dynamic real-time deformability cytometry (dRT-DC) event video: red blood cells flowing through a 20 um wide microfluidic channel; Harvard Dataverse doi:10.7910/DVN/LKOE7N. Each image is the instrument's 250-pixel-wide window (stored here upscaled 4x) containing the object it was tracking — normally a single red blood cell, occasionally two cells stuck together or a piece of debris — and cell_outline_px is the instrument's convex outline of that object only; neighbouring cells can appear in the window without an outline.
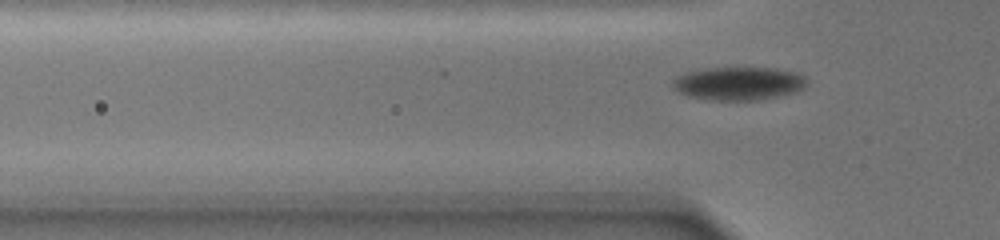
{"species": "common noctule bat (a hibernating species)", "species_latin": "Nyctalus noctula", "temperature_condition": "warm", "stored_images_in_passage": 2, "camera_frame_rate_fps": 3000, "um_per_image_px": 0.085, "animal": {"sex": "female", "body_mass_g": 19.0, "forearm_length_mm": 51.5}, "frame": {"image": 1, "passage_image": 2, "time_ms": 0.333, "image_size_px": [1000, 240], "cell_outline_px": [[808, 84], [804, 88], [796, 92], [760, 100], [708, 100], [688, 96], [672, 88], [672, 80], [676, 76], [684, 72], [708, 68], [776, 68], [800, 72], [808, 80]], "centroid_in_image_um": [62.81, 7.09], "position_along_channel_um": 63.0, "area_um2": 26.41}}